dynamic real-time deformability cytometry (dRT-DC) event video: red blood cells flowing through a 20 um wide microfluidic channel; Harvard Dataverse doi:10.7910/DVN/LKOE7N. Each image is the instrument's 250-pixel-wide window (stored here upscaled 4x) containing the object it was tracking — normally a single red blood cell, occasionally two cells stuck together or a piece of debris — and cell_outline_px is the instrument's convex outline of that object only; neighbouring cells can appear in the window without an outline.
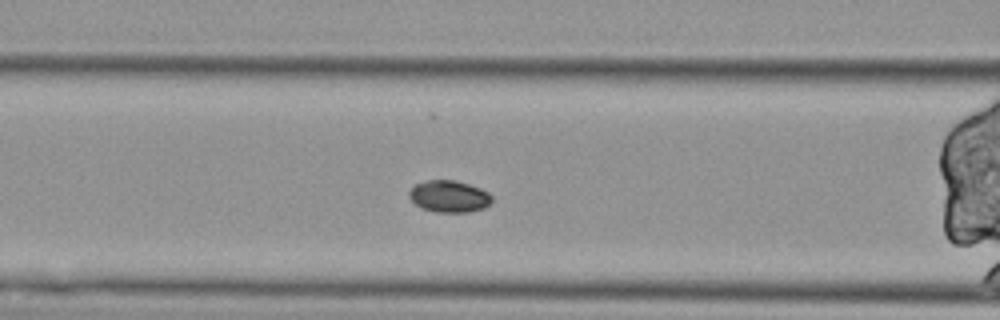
{"species": "Egyptian fruit bat (a non-hibernating species)", "species_latin": "Rousettus aegyptiacus", "temperature_condition": "cold", "stored_images_in_passage": 53, "segment_of_instrument_passage": [2, 2], "camera_frame_rate_fps": 3000, "um_per_image_px": 0.085, "animal": {"sex": "female"}, "frame": {"image": 1, "passage_image": 18, "time_ms": 5.667, "image_size_px": [1000, 320], "cell_outline_px": [[492, 200], [484, 208], [468, 212], [436, 212], [420, 208], [408, 196], [408, 192], [416, 184], [428, 180], [456, 180], [480, 188], [488, 192], [492, 196]], "centroid_in_image_um": [38.17, 16.69], "position_along_channel_um": 128.4, "area_um2": 15.32}}
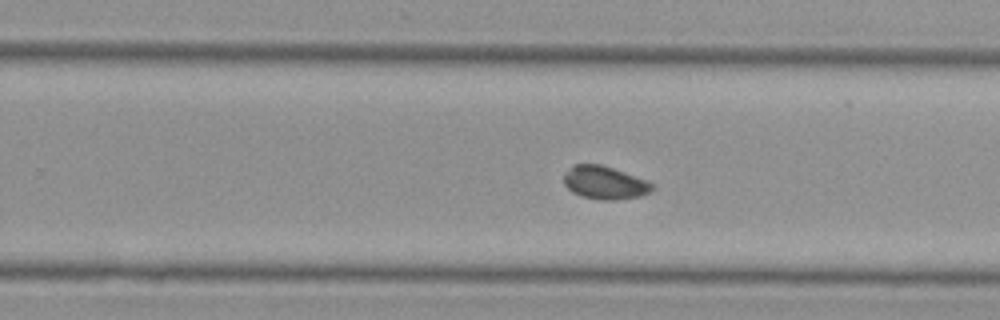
{"frame": {"image": 2, "passage_image": 31, "time_ms": 10.0, "image_size_px": [1000, 320], "cell_outline_px": [[656, 188], [652, 192], [640, 196], [612, 200], [600, 200], [580, 196], [572, 192], [564, 184], [564, 172], [572, 164], [600, 164], [624, 172], [644, 180], [652, 184]], "centroid_in_image_um": [51.36, 15.53], "position_along_channel_um": 278.4, "area_um2": 17.05}}
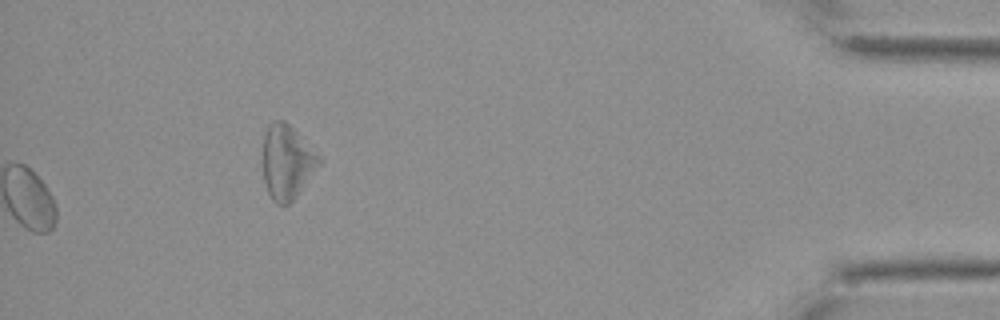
{"frame": {"image": 3, "passage_image": 53, "time_ms": 17.333, "image_size_px": [1000, 320], "cell_outline_px": [[324, 160], [296, 196], [288, 204], [276, 204], [272, 200], [268, 192], [264, 180], [264, 136], [268, 124], [276, 120], [284, 120]], "centroid_in_image_um": [24.4, 13.78], "position_along_channel_um": 410.8, "area_um2": 23.93}}